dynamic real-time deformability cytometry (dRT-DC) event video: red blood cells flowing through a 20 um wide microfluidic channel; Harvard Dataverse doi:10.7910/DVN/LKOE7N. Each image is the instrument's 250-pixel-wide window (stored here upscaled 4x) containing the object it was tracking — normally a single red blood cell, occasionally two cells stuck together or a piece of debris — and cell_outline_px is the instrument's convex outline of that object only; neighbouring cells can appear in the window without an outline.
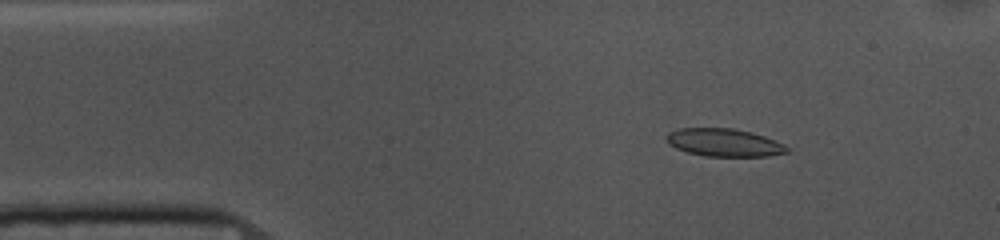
{"species": "common noctule bat (a hibernating species)", "species_latin": "Nyctalus noctula", "temperature_condition": "cold", "stored_images_in_passage": 53, "camera_frame_rate_fps": 3000, "um_per_image_px": 0.085, "animal": {"sex": "female", "body_mass_g": 10.0, "forearm_length_mm": 53.1}, "frame": {"image": 1, "passage_image": 7, "time_ms": 2.0, "image_size_px": [1000, 240], "cell_outline_px": [[788, 152], [768, 156], [704, 156], [688, 152], [676, 148], [668, 144], [664, 136], [668, 132], [680, 128], [732, 128], [752, 132], [776, 140], [784, 144], [788, 148]], "centroid_in_image_um": [61.53, 12.11], "position_along_channel_um": 23.5, "area_um2": 19.65}}
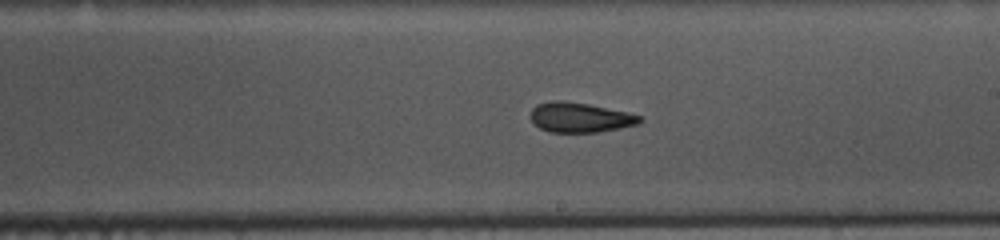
{"frame": {"image": 2, "passage_image": 29, "time_ms": 9.333, "image_size_px": [1000, 240], "cell_outline_px": [[644, 120], [640, 124], [620, 128], [596, 132], [548, 132], [540, 128], [528, 116], [532, 108], [536, 104], [552, 100], [564, 100], [588, 104], [628, 112], [640, 116]], "centroid_in_image_um": [49.28, 9.97], "position_along_channel_um": 239.7, "area_um2": 19.19}}
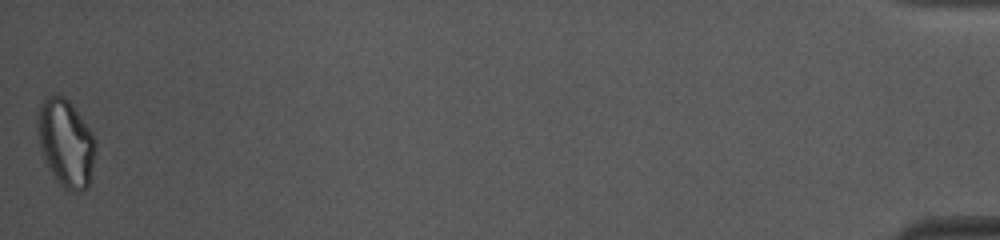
{"frame": {"image": 3, "passage_image": 53, "time_ms": 17.333, "image_size_px": [1000, 240], "cell_outline_px": [[96, 148], [88, 188], [80, 192], [76, 192], [64, 188], [56, 180], [44, 160], [40, 148], [36, 132], [36, 116], [40, 104], [48, 96], [64, 96], [72, 104], [92, 132], [96, 140]], "centroid_in_image_um": [5.58, 12.15], "position_along_channel_um": 429.6, "area_um2": 29.77}, "authors_computed_cell_mechanics": {"area_um2": 19.8832, "velocity_mm_per_s": 3.6625, "shape_relaxation_time_tau1_ms": 5.8578, "shape_relaxation_time_tau2_ms": 2.7333, "deformation_change_tau1": 0.1353, "deformation_change_tau2": 0.0931}}